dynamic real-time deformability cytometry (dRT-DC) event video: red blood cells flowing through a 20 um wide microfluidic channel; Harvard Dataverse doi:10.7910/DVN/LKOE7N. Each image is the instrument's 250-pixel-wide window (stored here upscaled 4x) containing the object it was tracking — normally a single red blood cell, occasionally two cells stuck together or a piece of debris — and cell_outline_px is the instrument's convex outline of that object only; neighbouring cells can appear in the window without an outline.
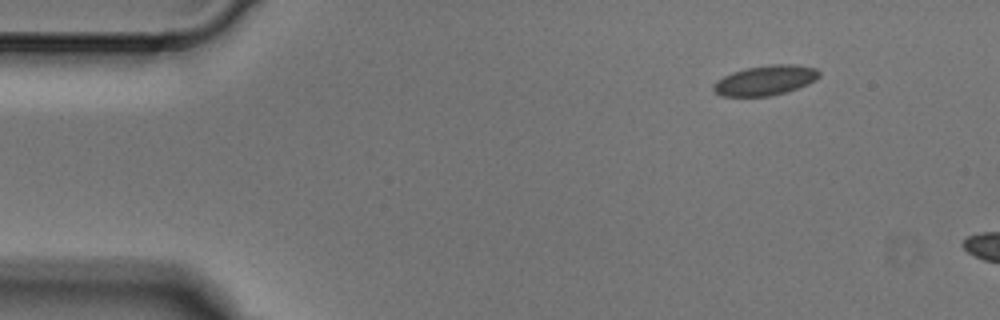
{"species": "Egyptian fruit bat (a non-hibernating species)", "species_latin": "Rousettus aegyptiacus", "temperature_condition": "cold", "stored_images_in_passage": 3, "camera_frame_rate_fps": 3000, "um_per_image_px": 0.085, "animal": {"sex": "male"}, "frame": {"image": 1, "passage_image": 1, "time_ms": 0.0, "image_size_px": [1000, 320], "cell_outline_px": [[820, 76], [816, 80], [808, 84], [788, 92], [768, 96], [720, 96], [712, 88], [712, 84], [716, 80], [732, 72], [744, 68], [772, 64], [796, 64], [816, 68], [820, 72]], "centroid_in_image_um": [65.06, 6.82], "position_along_channel_um": 19.9, "area_um2": 18.67}}